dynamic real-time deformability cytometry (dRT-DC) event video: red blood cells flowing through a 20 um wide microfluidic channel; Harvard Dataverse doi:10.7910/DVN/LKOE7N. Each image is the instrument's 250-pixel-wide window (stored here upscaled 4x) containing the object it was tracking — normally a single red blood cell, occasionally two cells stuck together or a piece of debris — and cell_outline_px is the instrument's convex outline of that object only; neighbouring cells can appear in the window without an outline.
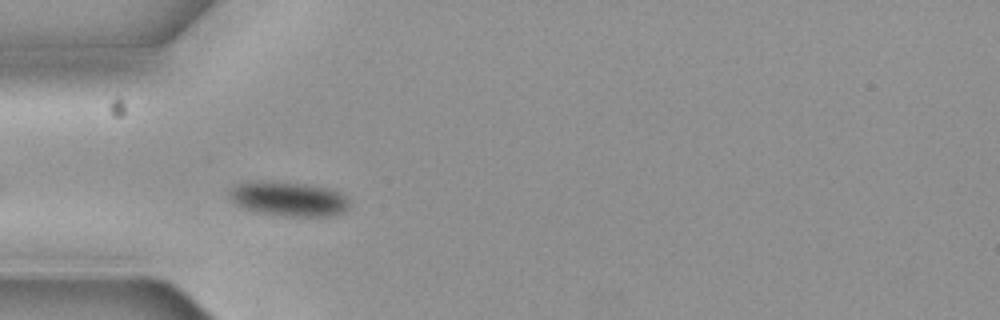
{"species": "common noctule bat (a hibernating species)", "species_latin": "Nyctalus noctula", "temperature_condition": "cold", "stored_images_in_passage": 3, "camera_frame_rate_fps": 3000, "um_per_image_px": 0.085, "animal": {"sex": "female", "body_mass_g": 19.3, "forearm_length_mm": 54.1}, "frame": {"image": 1, "passage_image": 1, "time_ms": 0.0, "image_size_px": [1000, 320], "cell_outline_px": [[348, 208], [344, 212], [336, 216], [284, 216], [244, 208], [236, 204], [228, 196], [228, 192], [236, 184], [252, 180], [272, 180], [304, 184], [328, 188], [344, 196], [348, 200]], "centroid_in_image_um": [24.5, 16.88], "position_along_channel_um": 60.5, "area_um2": 24.16}}
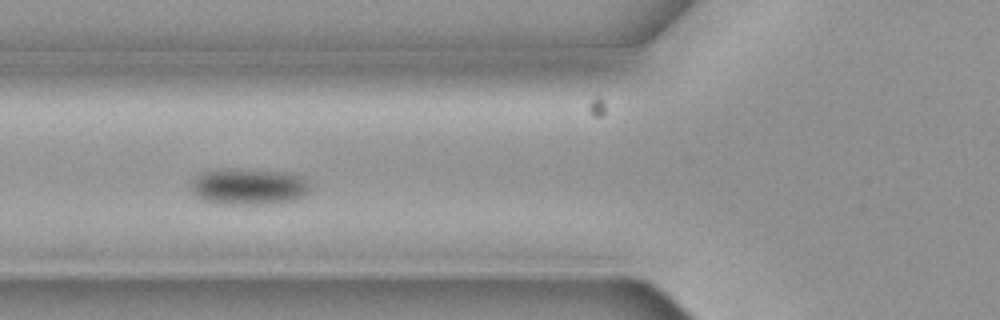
{"frame": {"image": 2, "passage_image": 2, "time_ms": 0.333, "image_size_px": [1000, 320], "cell_outline_px": [[312, 188], [304, 196], [296, 200], [272, 204], [228, 204], [200, 200], [192, 192], [188, 184], [196, 176], [204, 172], [216, 168], [240, 168], [288, 172], [300, 176]], "centroid_in_image_um": [21.11, 15.85], "position_along_channel_um": 104.7, "area_um2": 25.89}}